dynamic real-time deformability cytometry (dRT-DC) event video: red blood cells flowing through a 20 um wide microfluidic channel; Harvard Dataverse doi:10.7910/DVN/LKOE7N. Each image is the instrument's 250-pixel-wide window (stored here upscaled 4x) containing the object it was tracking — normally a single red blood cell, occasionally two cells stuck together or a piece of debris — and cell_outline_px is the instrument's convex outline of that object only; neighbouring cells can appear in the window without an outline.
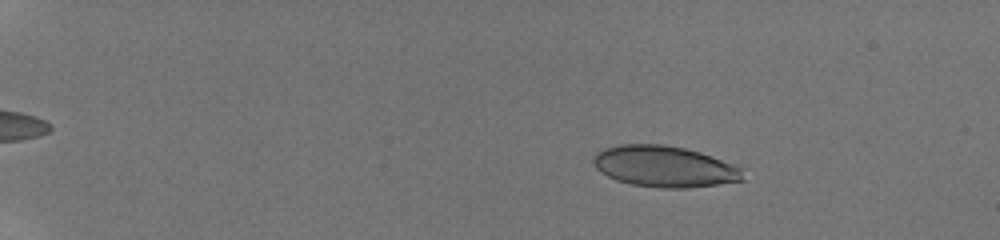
{"species": "human", "species_latin": "Homo sapiens", "temperature_condition": "room temperature", "stored_images_in_passage": 26, "camera_frame_rate_fps": 3000, "um_per_image_px": 0.085, "donor": {"sex": "male"}, "frame": {"image": 1, "passage_image": 8, "time_ms": 3.0, "image_size_px": [1000, 240], "cell_outline_px": [[744, 180], [688, 188], [660, 188], [632, 184], [616, 180], [600, 172], [596, 168], [592, 160], [596, 152], [604, 148], [620, 144], [660, 144], [684, 148], [700, 152], [712, 156], [744, 168]], "centroid_in_image_um": [56.48, 14.15], "position_along_channel_um": 28.5, "area_um2": 36.01}}
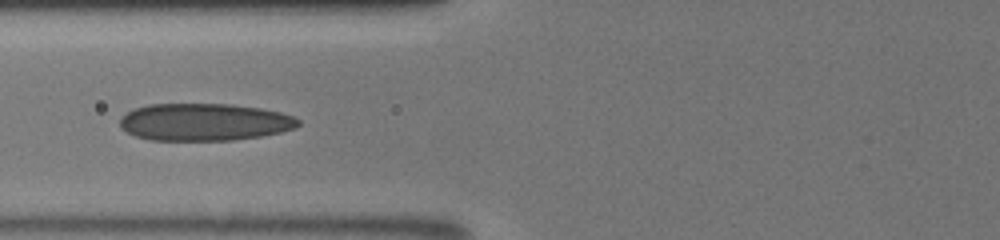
{"frame": {"image": 2, "passage_image": 21, "time_ms": 8.0, "image_size_px": [1000, 240], "cell_outline_px": [[300, 124], [296, 128], [280, 132], [260, 136], [232, 140], [152, 140], [136, 136], [120, 128], [120, 120], [128, 112], [136, 108], [148, 104], [232, 104], [260, 108], [280, 112], [292, 116], [300, 120]], "centroid_in_image_um": [17.39, 10.37], "position_along_channel_um": 108.4, "area_um2": 38.67}}
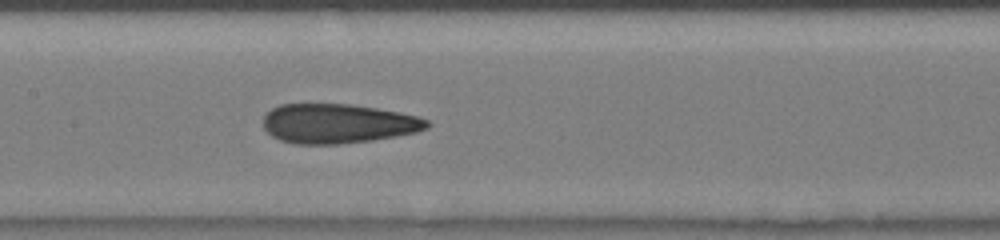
{"frame": {"image": 3, "passage_image": 26, "time_ms": 9.667, "image_size_px": [1000, 240], "cell_outline_px": [[432, 124], [428, 128], [416, 132], [396, 136], [372, 140], [340, 144], [296, 144], [280, 140], [272, 136], [264, 128], [264, 116], [272, 108], [280, 104], [348, 104], [376, 108], [400, 112], [416, 116], [428, 120]], "centroid_in_image_um": [28.73, 10.5], "position_along_channel_um": 178.7, "area_um2": 37.69}}